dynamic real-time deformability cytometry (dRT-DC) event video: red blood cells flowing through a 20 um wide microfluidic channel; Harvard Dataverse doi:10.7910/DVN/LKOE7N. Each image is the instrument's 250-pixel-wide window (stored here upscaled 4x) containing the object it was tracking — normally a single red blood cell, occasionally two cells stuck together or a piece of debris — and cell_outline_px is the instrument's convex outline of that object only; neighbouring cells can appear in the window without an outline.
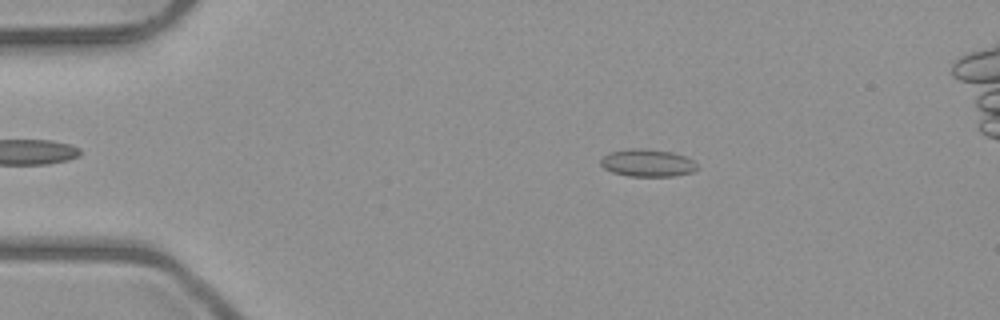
{"species": "common noctule bat (a hibernating species)", "species_latin": "Nyctalus noctula", "temperature_condition": "room temperature", "stored_images_in_passage": 6, "camera_frame_rate_fps": 3000, "um_per_image_px": 0.085, "animal": {"sex": "male", "body_mass_g": 23.1, "forearm_length_mm": 52.7}, "frame": {"image": 1, "passage_image": 3, "time_ms": 2.333, "image_size_px": [1000, 320], "cell_outline_px": [[696, 168], [692, 172], [676, 176], [628, 176], [612, 172], [604, 168], [600, 164], [600, 160], [608, 152], [628, 148], [644, 148], [672, 152], [684, 156], [692, 160], [696, 164]], "centroid_in_image_um": [54.99, 13.84], "position_along_channel_um": 30.0, "area_um2": 15.49}}